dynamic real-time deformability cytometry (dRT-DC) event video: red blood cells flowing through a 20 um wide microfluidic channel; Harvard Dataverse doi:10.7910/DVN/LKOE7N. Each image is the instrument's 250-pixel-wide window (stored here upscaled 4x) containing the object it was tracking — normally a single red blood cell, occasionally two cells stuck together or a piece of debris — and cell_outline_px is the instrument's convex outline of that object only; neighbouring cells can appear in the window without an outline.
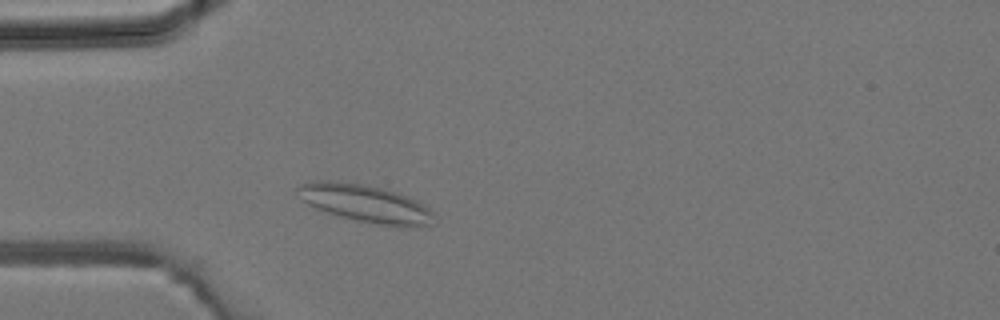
{"species": "common noctule bat (a hibernating species)", "species_latin": "Nyctalus noctula", "temperature_condition": "room temperature", "stored_images_in_passage": 36, "camera_frame_rate_fps": 3000, "um_per_image_px": 0.085, "animal": {"sex": "male", "body_mass_g": 19.2, "forearm_length_mm": 51.8}, "frame": {"image": 1, "passage_image": 7, "time_ms": 2.0, "image_size_px": [1000, 320], "cell_outline_px": [[436, 216], [432, 224], [400, 228], [376, 224], [356, 220], [340, 216], [316, 208], [300, 200], [296, 188], [300, 184], [316, 180], [328, 180], [360, 184], [380, 188], [396, 192], [416, 200], [424, 204]], "centroid_in_image_um": [31.07, 17.31], "position_along_channel_um": 53.9, "area_um2": 29.88}}
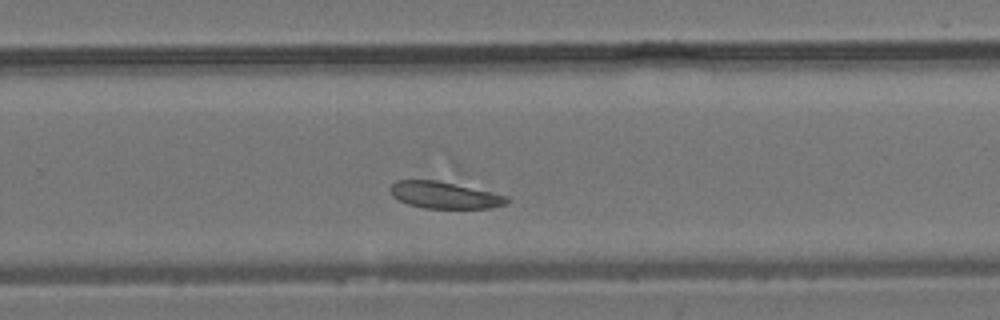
{"frame": {"image": 2, "passage_image": 23, "time_ms": 7.333, "image_size_px": [1000, 320], "cell_outline_px": [[508, 200], [504, 204], [492, 208], [424, 208], [408, 204], [392, 196], [388, 188], [396, 180], [448, 156], [508, 196]], "centroid_in_image_um": [37.97, 15.97], "position_along_channel_um": 291.8, "area_um2": 28.32}}
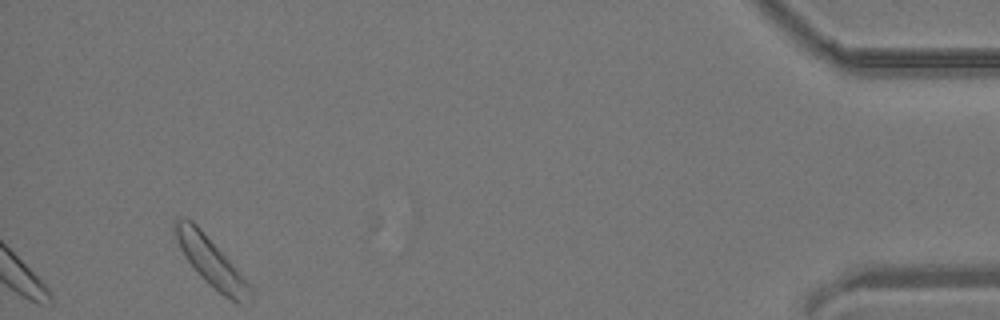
{"frame": {"image": 3, "passage_image": 36, "time_ms": 11.667, "image_size_px": [1000, 320], "cell_outline_px": [[252, 300], [240, 304], [236, 304], [224, 296], [208, 284], [200, 276], [184, 256], [172, 232], [172, 220], [176, 216], [184, 216], [192, 220], [200, 228], [236, 268], [248, 284], [252, 292]], "centroid_in_image_um": [17.86, 22.2], "position_along_channel_um": 417.3, "area_um2": 21.5}}